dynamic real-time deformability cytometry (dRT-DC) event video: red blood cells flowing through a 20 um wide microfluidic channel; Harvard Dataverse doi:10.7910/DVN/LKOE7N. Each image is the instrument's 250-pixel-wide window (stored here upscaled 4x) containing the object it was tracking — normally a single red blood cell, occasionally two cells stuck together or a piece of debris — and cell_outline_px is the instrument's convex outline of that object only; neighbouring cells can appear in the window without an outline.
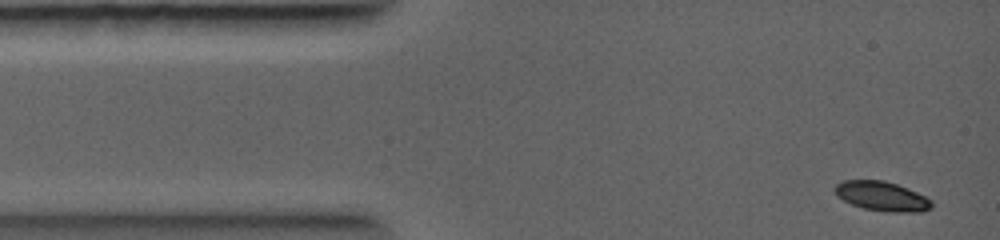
{"species": "common noctule bat (a hibernating species)", "species_latin": "Nyctalus noctula", "temperature_condition": "warm", "stored_images_in_passage": 4, "camera_frame_rate_fps": 5000, "um_per_image_px": 0.085, "animal": {"sex": "female", "body_mass_g": 19.0, "forearm_length_mm": 56.7}, "frame": {"image": 1, "passage_image": 1, "time_ms": 0.0, "image_size_px": [1000, 240], "cell_outline_px": [[932, 208], [924, 212], [892, 212], [864, 208], [852, 204], [836, 196], [832, 188], [836, 184], [844, 180], [884, 180], [908, 188], [932, 200]], "centroid_in_image_um": [74.96, 16.67], "position_along_channel_um": 10.0, "area_um2": 16.7}}